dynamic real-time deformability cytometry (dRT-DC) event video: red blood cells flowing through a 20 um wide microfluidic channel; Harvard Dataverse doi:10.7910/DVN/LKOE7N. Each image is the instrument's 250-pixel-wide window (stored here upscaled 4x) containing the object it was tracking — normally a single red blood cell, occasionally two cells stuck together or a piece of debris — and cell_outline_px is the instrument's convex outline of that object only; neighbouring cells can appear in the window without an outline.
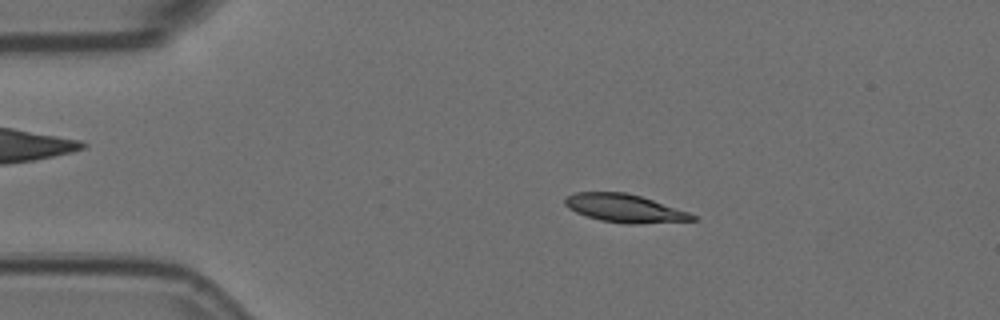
{"species": "Egyptian fruit bat (a non-hibernating species)", "species_latin": "Rousettus aegyptiacus", "temperature_condition": "room temperature", "stored_images_in_passage": 10, "camera_frame_rate_fps": 3000, "um_per_image_px": 0.085, "animal": {"sex": "female"}, "frame": {"image": 1, "passage_image": 6, "time_ms": 1.667, "image_size_px": [1000, 320], "cell_outline_px": [[696, 220], [640, 224], [624, 224], [600, 220], [576, 212], [568, 208], [564, 204], [564, 196], [576, 192], [624, 192], [640, 196], [688, 212], [696, 216]], "centroid_in_image_um": [53.05, 17.71], "position_along_channel_um": 31.9, "area_um2": 20.81}}